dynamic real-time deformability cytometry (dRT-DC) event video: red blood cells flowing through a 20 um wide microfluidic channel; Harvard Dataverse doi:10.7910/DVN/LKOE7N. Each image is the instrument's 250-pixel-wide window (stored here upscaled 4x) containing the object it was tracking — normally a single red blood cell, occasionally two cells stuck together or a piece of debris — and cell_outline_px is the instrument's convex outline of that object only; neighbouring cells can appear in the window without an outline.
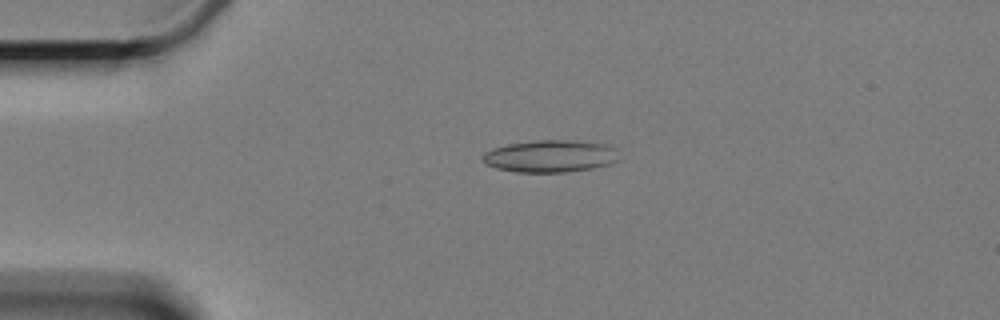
{"species": "Egyptian fruit bat (a non-hibernating species)", "species_latin": "Rousettus aegyptiacus", "temperature_condition": "cold", "stored_images_in_passage": 48, "camera_frame_rate_fps": 3000, "um_per_image_px": 0.085, "animal": {"sex": "female"}, "frame": {"image": 1, "passage_image": 1, "time_ms": 0.0, "image_size_px": [1000, 320], "cell_outline_px": [[620, 160], [612, 164], [592, 168], [568, 172], [516, 172], [496, 168], [484, 164], [480, 160], [480, 156], [484, 152], [508, 144], [532, 140], [568, 140], [604, 144]], "centroid_in_image_um": [46.67, 13.29], "position_along_channel_um": 38.3, "area_um2": 25.43}}
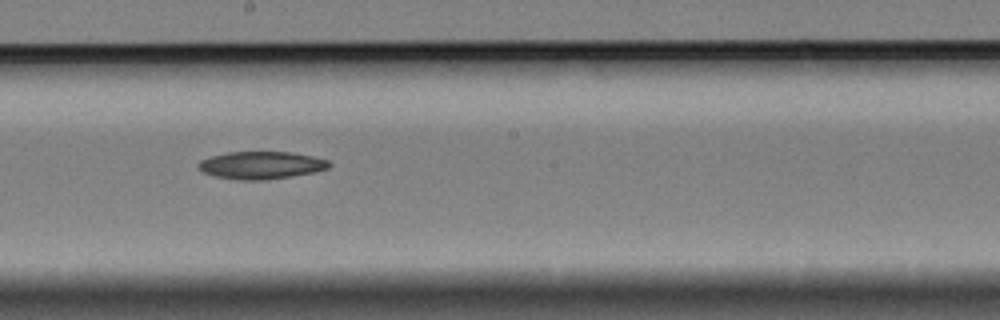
{"frame": {"image": 2, "passage_image": 21, "time_ms": 6.667, "image_size_px": [1000, 320], "cell_outline_px": [[332, 164], [328, 168], [316, 172], [264, 180], [236, 180], [216, 176], [204, 172], [196, 164], [200, 160], [212, 156], [228, 152], [292, 152], [312, 156], [328, 160]], "centroid_in_image_um": [22.22, 14.04], "position_along_channel_um": 226.0, "area_um2": 20.92}}
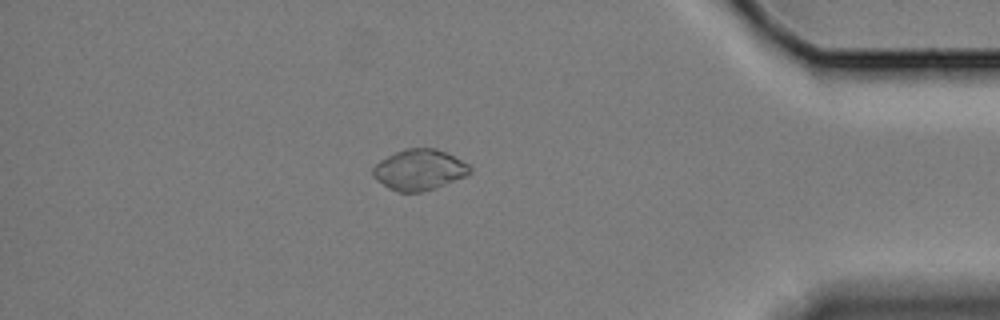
{"frame": {"image": 3, "passage_image": 40, "time_ms": 13.0, "image_size_px": [1000, 320], "cell_outline_px": [[472, 172], [468, 176], [420, 192], [400, 192], [388, 188], [376, 180], [372, 176], [372, 168], [380, 160], [404, 148], [436, 148], [468, 164], [472, 168]], "centroid_in_image_um": [35.62, 14.43], "position_along_channel_um": 399.6, "area_um2": 22.89}}